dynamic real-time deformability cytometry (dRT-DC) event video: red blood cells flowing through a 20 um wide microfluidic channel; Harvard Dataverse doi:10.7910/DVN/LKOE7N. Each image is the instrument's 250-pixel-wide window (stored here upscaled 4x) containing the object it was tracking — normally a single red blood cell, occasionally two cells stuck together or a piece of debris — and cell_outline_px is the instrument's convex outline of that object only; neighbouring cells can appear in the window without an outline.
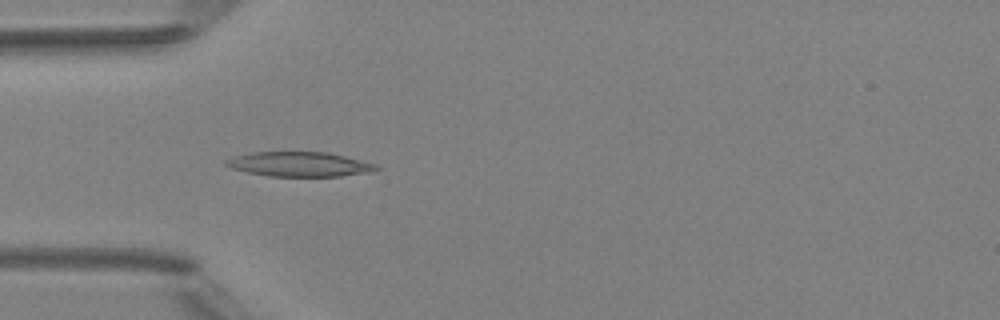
{"species": "Egyptian fruit bat (a non-hibernating species)", "species_latin": "Rousettus aegyptiacus", "temperature_condition": "room temperature", "stored_images_in_passage": 6, "camera_frame_rate_fps": 3000, "um_per_image_px": 0.085, "animal": {"sex": "female"}, "frame": {"image": 1, "passage_image": 4, "time_ms": 3.333, "image_size_px": [1000, 320], "cell_outline_px": [[380, 168], [364, 172], [340, 176], [268, 176], [248, 172], [232, 168], [224, 164], [224, 160], [236, 156], [252, 152], [328, 152], [376, 164]], "centroid_in_image_um": [25.4, 13.95], "position_along_channel_um": 59.6, "area_um2": 21.21}}
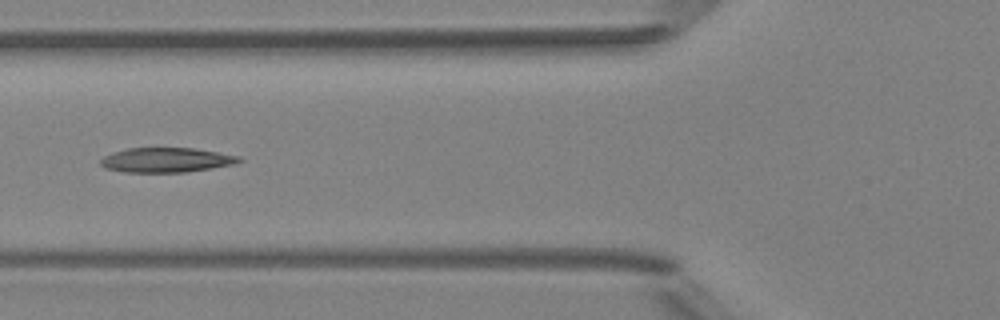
{"frame": {"image": 2, "passage_image": 5, "time_ms": 4.667, "image_size_px": [1000, 320], "cell_outline_px": [[244, 160], [232, 164], [212, 168], [184, 172], [124, 172], [104, 168], [100, 164], [100, 160], [104, 156], [112, 152], [128, 148], [192, 148], [240, 156]], "centroid_in_image_um": [14.1, 13.6], "position_along_channel_um": 111.7, "area_um2": 19.83}}
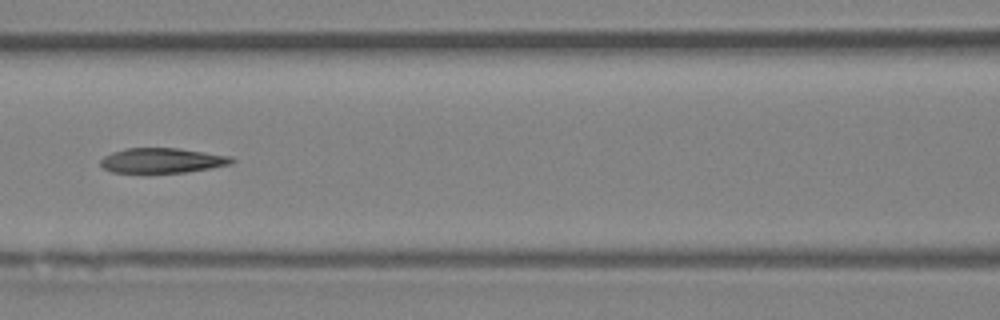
{"frame": {"image": 3, "passage_image": 6, "time_ms": 5.667, "image_size_px": [1000, 320], "cell_outline_px": [[236, 160], [232, 164], [184, 172], [112, 172], [104, 168], [100, 164], [100, 160], [104, 156], [112, 152], [124, 148], [180, 148], [232, 156]], "centroid_in_image_um": [13.8, 13.62], "position_along_channel_um": 152.8, "area_um2": 19.02}}